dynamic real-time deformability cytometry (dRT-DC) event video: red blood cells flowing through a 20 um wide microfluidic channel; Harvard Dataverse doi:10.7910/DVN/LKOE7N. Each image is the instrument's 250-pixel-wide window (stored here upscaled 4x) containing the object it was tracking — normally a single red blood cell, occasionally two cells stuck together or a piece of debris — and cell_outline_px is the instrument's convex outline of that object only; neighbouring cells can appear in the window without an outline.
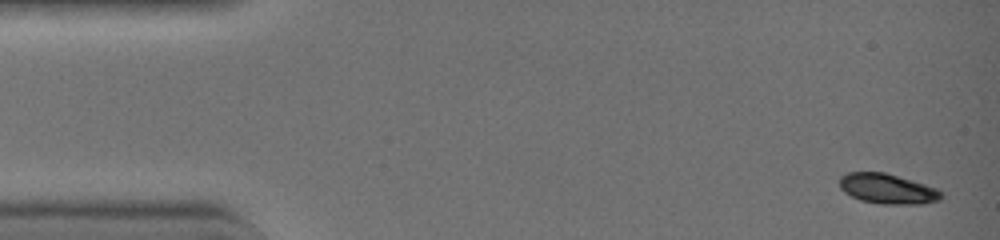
{"species": "common noctule bat (a hibernating species)", "species_latin": "Nyctalus noctula", "temperature_condition": "warm", "stored_images_in_passage": 5, "camera_frame_rate_fps": 3000, "um_per_image_px": 0.085, "animal": {"sex": "female", "body_mass_g": 19.0, "forearm_length_mm": 51.5}, "frame": {"image": 1, "passage_image": 1, "time_ms": 0.0, "image_size_px": [1000, 240], "cell_outline_px": [[944, 196], [940, 200], [920, 204], [880, 204], [860, 200], [844, 192], [840, 188], [840, 176], [848, 172], [884, 172], [924, 184], [936, 188], [944, 192]], "centroid_in_image_um": [75.45, 16.05], "position_along_channel_um": 9.6, "area_um2": 17.86}}
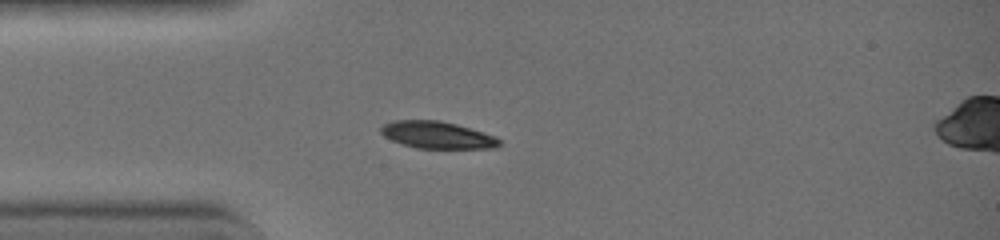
{"frame": {"image": 2, "passage_image": 5, "time_ms": 1.333, "image_size_px": [1000, 240], "cell_outline_px": [[500, 144], [496, 148], [416, 148], [392, 140], [384, 136], [380, 132], [380, 128], [384, 124], [396, 120], [436, 120], [456, 124], [484, 132], [496, 136], [500, 140]], "centroid_in_image_um": [37.18, 11.47], "position_along_channel_um": 47.8, "area_um2": 18.55}}